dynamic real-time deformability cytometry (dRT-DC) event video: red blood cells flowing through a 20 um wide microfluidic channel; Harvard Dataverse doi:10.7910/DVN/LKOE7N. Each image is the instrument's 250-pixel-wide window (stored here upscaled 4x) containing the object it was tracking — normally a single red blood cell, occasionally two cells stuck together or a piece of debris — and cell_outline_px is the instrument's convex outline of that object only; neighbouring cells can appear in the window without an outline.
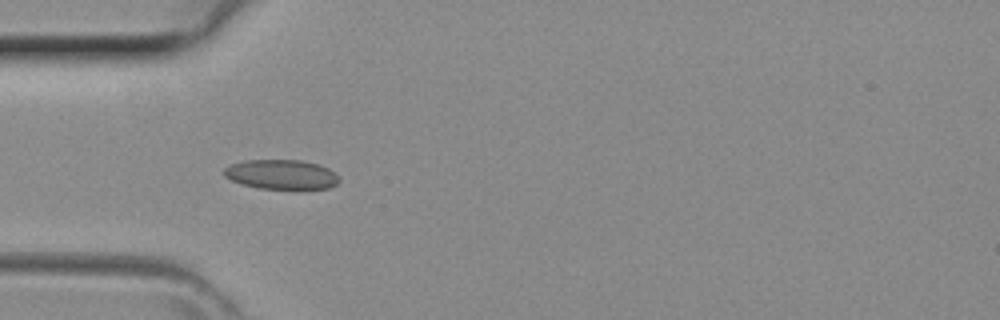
{"species": "common noctule bat (a hibernating species)", "species_latin": "Nyctalus noctula", "temperature_condition": "room temperature", "stored_images_in_passage": 31, "camera_frame_rate_fps": 3000, "um_per_image_px": 0.085, "animal": {"sex": "female", "body_mass_g": 29.2, "forearm_length_mm": 56.3}, "frame": {"image": 1, "passage_image": 4, "time_ms": 1.0, "image_size_px": [1000, 320], "cell_outline_px": [[340, 180], [336, 184], [328, 188], [260, 188], [244, 184], [232, 180], [224, 176], [224, 168], [228, 164], [244, 160], [300, 160], [320, 164], [328, 168]], "centroid_in_image_um": [23.88, 14.8], "position_along_channel_um": 61.1, "area_um2": 19.59}}
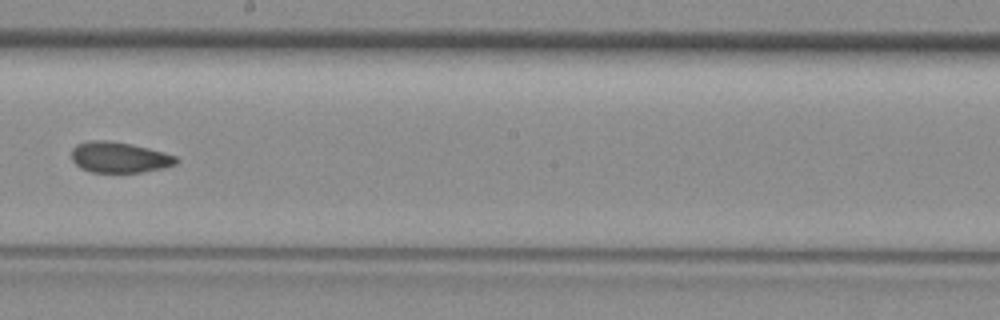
{"frame": {"image": 2, "passage_image": 15, "time_ms": 4.667, "image_size_px": [1000, 320], "cell_outline_px": [[180, 160], [176, 164], [164, 168], [140, 172], [92, 172], [80, 168], [72, 160], [72, 148], [76, 144], [88, 140], [108, 140], [132, 144], [164, 152], [176, 156]], "centroid_in_image_um": [10.14, 13.36], "position_along_channel_um": 238.1, "area_um2": 18.9}}
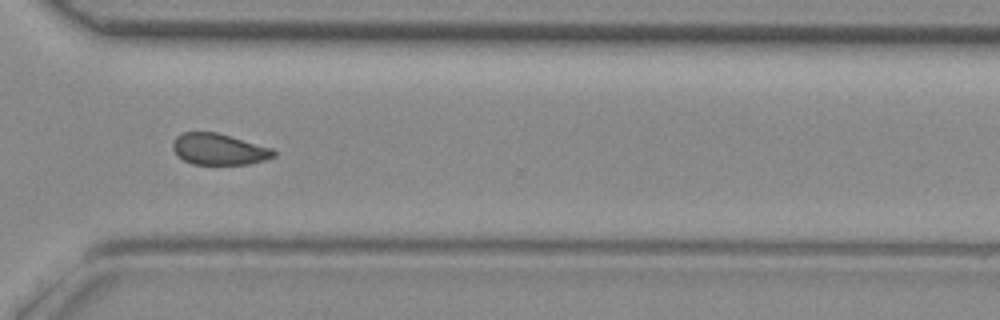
{"frame": {"image": 3, "passage_image": 22, "time_ms": 7.0, "image_size_px": [1000, 320], "cell_outline_px": [[276, 156], [264, 160], [248, 164], [192, 164], [184, 160], [172, 148], [172, 144], [176, 136], [184, 132], [216, 132], [272, 148], [276, 152]], "centroid_in_image_um": [18.61, 12.68], "position_along_channel_um": 352.0, "area_um2": 18.21}}